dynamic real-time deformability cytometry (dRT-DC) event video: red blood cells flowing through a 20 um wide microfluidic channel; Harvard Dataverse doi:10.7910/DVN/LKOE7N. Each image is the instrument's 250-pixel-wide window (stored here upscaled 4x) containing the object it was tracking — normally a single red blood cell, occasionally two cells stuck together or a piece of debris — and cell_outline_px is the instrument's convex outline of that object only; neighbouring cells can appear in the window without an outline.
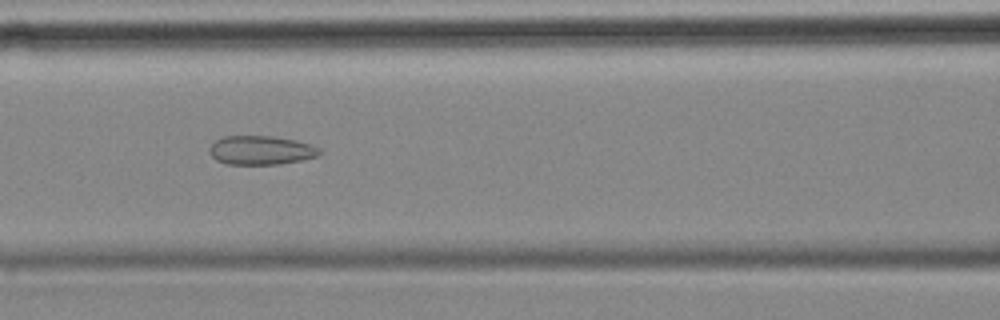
{"species": "common noctule bat (a hibernating species)", "species_latin": "Nyctalus noctula", "temperature_condition": "cold", "stored_images_in_passage": 53, "camera_frame_rate_fps": 3000, "um_per_image_px": 0.085, "animal": {"sex": "female", "body_mass_g": 18.4}, "frame": {"image": 1, "passage_image": 23, "time_ms": 7.333, "image_size_px": [1000, 320], "cell_outline_px": [[320, 152], [316, 156], [300, 160], [276, 164], [228, 164], [216, 160], [208, 152], [208, 148], [216, 140], [224, 136], [272, 136], [296, 140], [312, 144], [320, 148]], "centroid_in_image_um": [22.16, 12.76], "position_along_channel_um": 144.4, "area_um2": 18.5}}
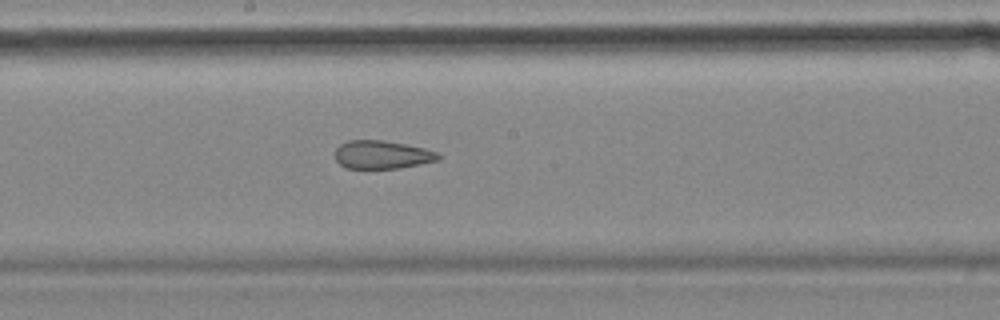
{"frame": {"image": 2, "passage_image": 29, "time_ms": 9.333, "image_size_px": [1000, 320], "cell_outline_px": [[440, 156], [436, 160], [400, 168], [344, 168], [336, 160], [336, 148], [340, 144], [348, 140], [384, 140], [424, 148], [436, 152]], "centroid_in_image_um": [32.42, 13.14], "position_along_channel_um": 215.8, "area_um2": 16.76}}
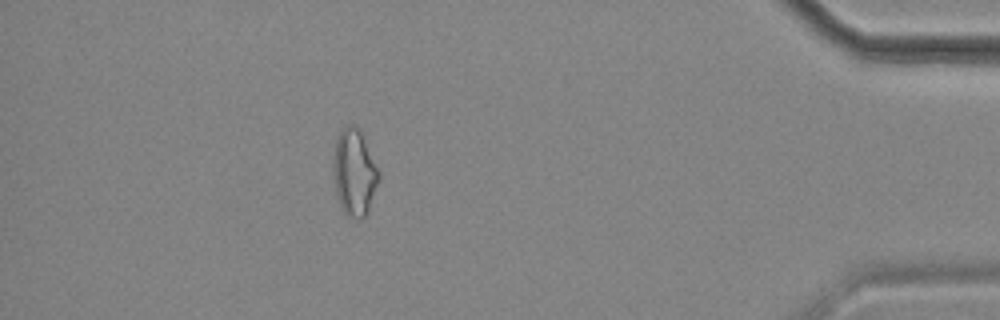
{"frame": {"image": 3, "passage_image": 49, "time_ms": 16.0, "image_size_px": [1000, 320], "cell_outline_px": [[380, 180], [368, 212], [364, 216], [348, 220], [340, 208], [336, 196], [332, 168], [332, 160], [336, 140], [340, 132], [348, 124], [356, 124], [360, 128], [380, 172]], "centroid_in_image_um": [30.11, 14.68], "position_along_channel_um": 405.1, "area_um2": 23.7}, "authors_computed_cell_mechanics": {"area_um2": 21.7906, "velocity_mm_per_s": 3.5823, "shape_relaxation_time_tau1_ms": null, "shape_relaxation_time_tau2_ms": 3.5155, "deformation_change_tau1": null, "deformation_change_tau2": 0.1242}}